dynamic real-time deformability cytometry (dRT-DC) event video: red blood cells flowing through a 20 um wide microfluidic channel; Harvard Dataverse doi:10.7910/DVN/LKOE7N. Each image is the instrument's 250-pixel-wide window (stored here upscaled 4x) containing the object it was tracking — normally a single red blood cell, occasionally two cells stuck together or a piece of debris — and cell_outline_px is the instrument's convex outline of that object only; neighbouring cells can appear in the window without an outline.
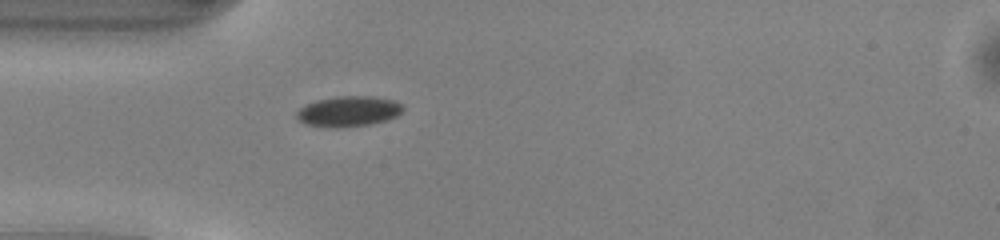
{"species": "common noctule bat (a hibernating species)", "species_latin": "Nyctalus noctula", "temperature_condition": "warm", "stored_images_in_passage": 36, "camera_frame_rate_fps": 3000, "um_per_image_px": 0.085, "animal": {"sex": "male", "body_mass_g": 13.0, "forearm_length_mm": 53.1}, "frame": {"image": 1, "passage_image": 1, "time_ms": 0.0, "image_size_px": [1000, 240], "cell_outline_px": [[404, 108], [396, 116], [384, 120], [368, 124], [336, 128], [332, 128], [308, 124], [300, 120], [296, 116], [296, 112], [300, 108], [316, 100], [336, 96], [372, 96], [396, 100]], "centroid_in_image_um": [29.62, 9.45], "position_along_channel_um": 55.4, "area_um2": 18.61}}
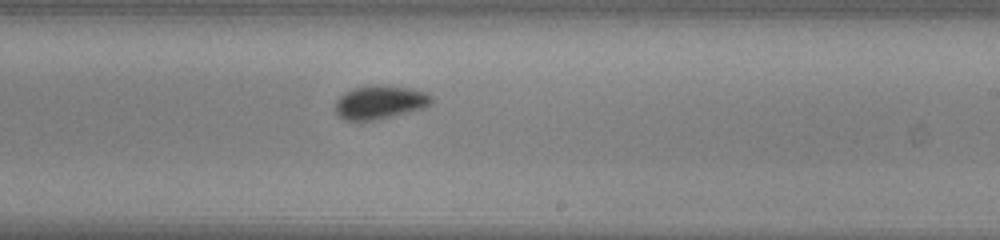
{"frame": {"image": 2, "passage_image": 16, "time_ms": 5.0, "image_size_px": [1000, 240], "cell_outline_px": [[432, 100], [424, 108], [392, 116], [372, 120], [344, 120], [336, 112], [336, 100], [344, 92], [352, 88], [372, 84], [380, 84], [412, 88], [424, 92], [432, 96]], "centroid_in_image_um": [32.27, 8.66], "position_along_channel_um": 256.7, "area_um2": 18.79}}
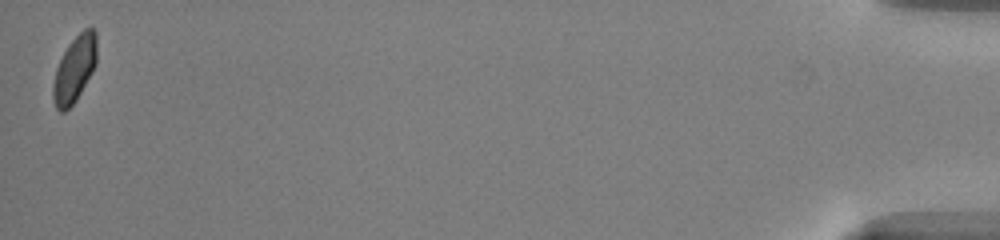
{"frame": {"image": 3, "passage_image": 36, "time_ms": 11.667, "image_size_px": [1000, 240], "cell_outline_px": [[96, 64], [92, 72], [76, 100], [64, 112], [60, 112], [56, 108], [52, 96], [52, 84], [56, 68], [68, 44], [84, 28], [92, 28], [96, 32]], "centroid_in_image_um": [6.32, 5.88], "position_along_channel_um": 428.9, "area_um2": 16.76}, "authors_computed_cell_mechanics": {"area_um2": 18.2359, "velocity_mm_per_s": 4.1205, "shape_relaxation_time_tau1_ms": 2.8211, "shape_relaxation_time_tau2_ms": null, "deformation_change_tau1": 0.0816, "deformation_change_tau2": null}}